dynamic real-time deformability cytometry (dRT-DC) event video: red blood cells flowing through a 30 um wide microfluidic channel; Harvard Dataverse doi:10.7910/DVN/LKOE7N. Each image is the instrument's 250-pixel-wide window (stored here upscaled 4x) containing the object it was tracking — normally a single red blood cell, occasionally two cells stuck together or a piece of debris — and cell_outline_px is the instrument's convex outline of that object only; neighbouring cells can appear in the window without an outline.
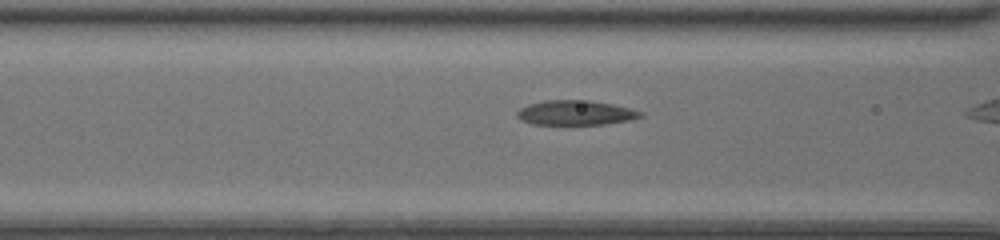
{"species": "common noctule bat (a hibernating species)", "species_latin": "Nyctalus noctula", "temperature_condition": "room temperature", "stored_images_in_passage": 10, "camera_frame_rate_fps": 3000, "um_per_image_px": 0.085, "animal": {"sex": "female", "body_mass_g": 20.0, "forearm_length_mm": 54.0}, "frame": {"image": 1, "passage_image": 5, "time_ms": 1.333, "image_size_px": [1000, 240], "cell_outline_px": [[644, 116], [632, 120], [604, 124], [532, 124], [520, 120], [516, 116], [516, 112], [520, 108], [528, 104], [544, 100], [588, 100], [612, 104], [644, 112]], "centroid_in_image_um": [48.91, 9.58], "position_along_channel_um": 117.7, "area_um2": 17.86}}